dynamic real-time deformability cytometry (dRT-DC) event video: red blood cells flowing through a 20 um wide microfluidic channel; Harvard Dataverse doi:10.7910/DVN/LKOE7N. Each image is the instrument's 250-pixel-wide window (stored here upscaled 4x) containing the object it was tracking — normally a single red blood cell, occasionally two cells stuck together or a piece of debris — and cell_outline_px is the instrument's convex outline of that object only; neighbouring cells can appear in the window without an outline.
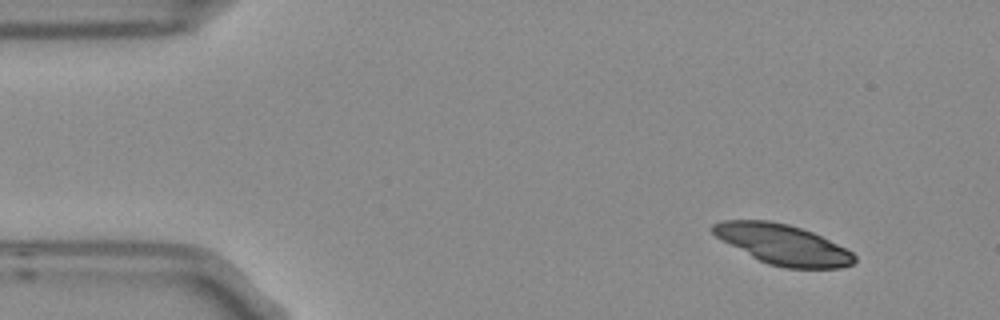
{"species": "Egyptian fruit bat (a non-hibernating species)", "species_latin": "Rousettus aegyptiacus", "temperature_condition": "room temperature", "stored_images_in_passage": 5, "camera_frame_rate_fps": 3000, "um_per_image_px": 0.085, "frame": {"image": 1, "passage_image": 1, "time_ms": 0.0, "image_size_px": [1000, 320], "cell_outline_px": [[856, 260], [852, 264], [840, 268], [784, 268], [768, 264], [752, 256], [716, 236], [708, 228], [712, 224], [724, 220], [768, 220], [788, 224], [812, 232], [852, 252], [856, 256]], "centroid_in_image_um": [66.53, 20.77], "position_along_channel_um": 18.5, "area_um2": 32.66}}